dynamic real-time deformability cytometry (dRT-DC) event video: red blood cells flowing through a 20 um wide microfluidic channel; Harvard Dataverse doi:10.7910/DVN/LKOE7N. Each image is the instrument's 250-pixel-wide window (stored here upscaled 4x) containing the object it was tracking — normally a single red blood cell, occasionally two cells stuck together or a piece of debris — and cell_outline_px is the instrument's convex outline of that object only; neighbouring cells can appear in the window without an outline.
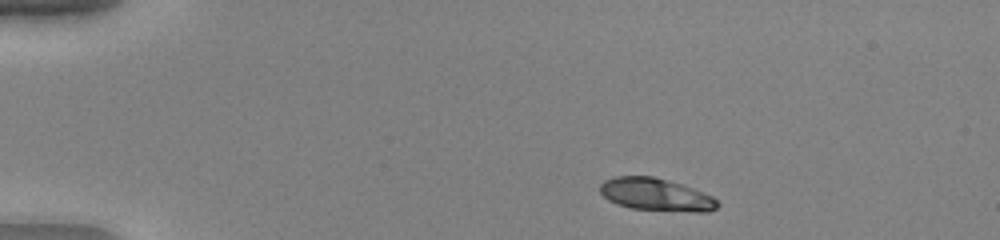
{"species": "human", "species_latin": "Homo sapiens", "temperature_condition": "warm", "stored_images_in_passage": 43, "camera_frame_rate_fps": 3000, "um_per_image_px": 0.085, "donor": {"sex": "female"}, "frame": {"image": 1, "passage_image": 1, "time_ms": 0.0, "image_size_px": [1000, 240], "cell_outline_px": [[720, 204], [716, 208], [708, 212], [696, 212], [632, 208], [616, 204], [608, 200], [600, 192], [600, 184], [604, 180], [616, 176], [652, 176], [668, 180], [692, 188], [712, 196]], "centroid_in_image_um": [55.74, 16.54], "position_along_channel_um": 29.3, "area_um2": 22.14}}
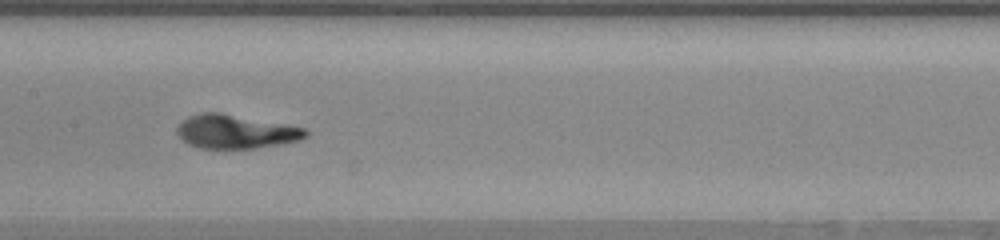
{"frame": {"image": 2, "passage_image": 19, "time_ms": 6.0, "image_size_px": [1000, 240], "cell_outline_px": [[308, 136], [300, 140], [280, 144], [256, 148], [200, 148], [188, 144], [176, 132], [176, 128], [188, 116], [204, 112], [220, 112], [284, 124], [304, 128], [308, 132]], "centroid_in_image_um": [20.03, 11.19], "position_along_channel_um": 187.4, "area_um2": 25.09}}
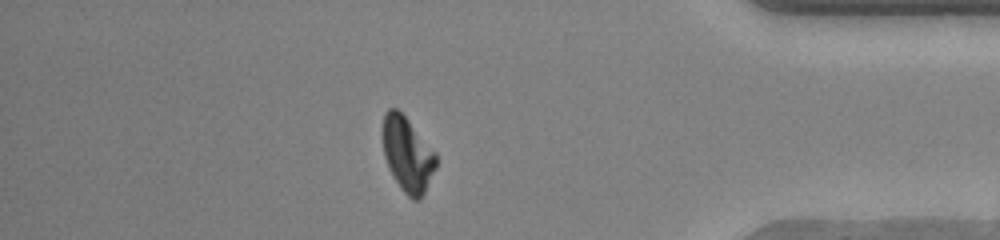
{"frame": {"image": 3, "passage_image": 37, "time_ms": 12.0, "image_size_px": [1000, 240], "cell_outline_px": [[436, 168], [420, 200], [412, 200], [400, 188], [384, 156], [380, 136], [380, 128], [384, 112], [388, 108], [396, 108], [408, 120], [436, 152]], "centroid_in_image_um": [34.59, 13.07], "position_along_channel_um": 400.6, "area_um2": 23.47}}